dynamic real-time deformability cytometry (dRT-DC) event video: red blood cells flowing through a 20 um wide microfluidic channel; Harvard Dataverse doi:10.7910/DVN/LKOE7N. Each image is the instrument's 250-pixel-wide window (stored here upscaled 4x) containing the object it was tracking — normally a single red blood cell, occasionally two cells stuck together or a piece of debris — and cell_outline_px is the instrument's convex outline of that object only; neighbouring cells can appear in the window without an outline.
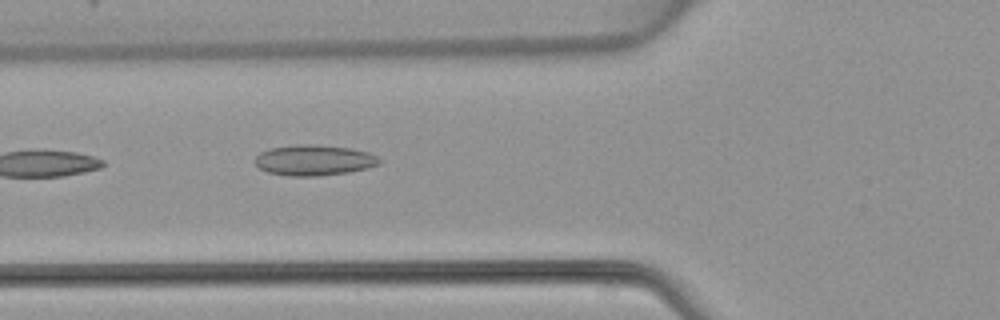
{"species": "common noctule bat (a hibernating species)", "species_latin": "Nyctalus noctula", "temperature_condition": "warm", "stored_images_in_passage": 4, "camera_frame_rate_fps": 3000, "um_per_image_px": 0.085, "animal": {"sex": "female", "body_mass_g": 22.7, "forearm_length_mm": 54.2}, "frame": {"image": 1, "passage_image": 4, "time_ms": 5.0, "image_size_px": [1000, 320], "cell_outline_px": [[380, 164], [368, 168], [348, 172], [320, 176], [288, 176], [268, 172], [260, 168], [256, 164], [256, 156], [260, 152], [268, 148], [296, 144], [316, 144], [352, 148], [368, 152], [376, 156], [380, 160]], "centroid_in_image_um": [26.69, 13.61], "position_along_channel_um": 99.1, "area_um2": 22.37}}